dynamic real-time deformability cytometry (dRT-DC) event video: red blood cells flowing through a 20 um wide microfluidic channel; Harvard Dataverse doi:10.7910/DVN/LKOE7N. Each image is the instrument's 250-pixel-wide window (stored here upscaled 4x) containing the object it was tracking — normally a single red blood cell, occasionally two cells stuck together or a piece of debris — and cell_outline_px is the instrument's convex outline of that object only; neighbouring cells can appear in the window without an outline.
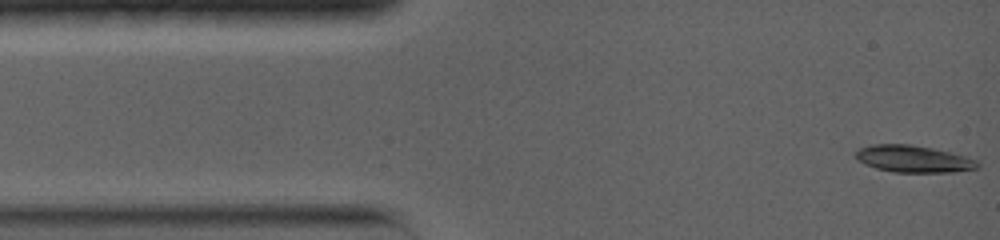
{"species": "common noctule bat (a hibernating species)", "species_latin": "Nyctalus noctula", "temperature_condition": "warm", "stored_images_in_passage": 66, "camera_frame_rate_fps": 5000, "um_per_image_px": 0.085, "animal": {"sex": "female", "body_mass_g": 19.0, "forearm_length_mm": 56.7}, "frame": {"image": 1, "passage_image": 1, "time_ms": 0.0, "image_size_px": [1000, 240], "cell_outline_px": [[980, 168], [952, 172], [892, 172], [876, 168], [864, 164], [856, 156], [856, 152], [860, 148], [872, 144], [908, 144], [932, 148], [964, 156], [976, 160], [980, 164]], "centroid_in_image_um": [77.65, 13.51], "position_along_channel_um": 7.3, "area_um2": 18.96}}
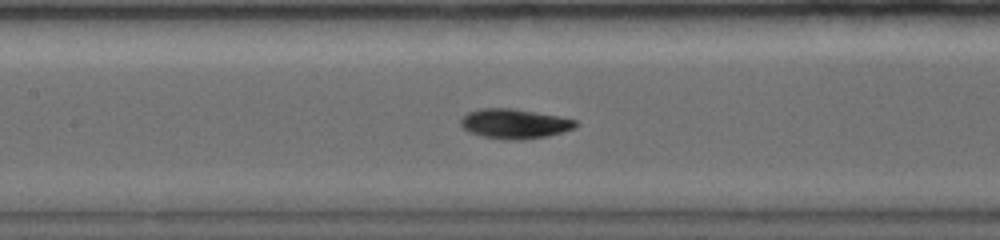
{"frame": {"image": 2, "passage_image": 27, "time_ms": 5.2, "image_size_px": [1000, 240], "cell_outline_px": [[580, 124], [576, 128], [548, 136], [516, 140], [508, 140], [484, 136], [468, 132], [460, 124], [460, 120], [468, 112], [480, 108], [512, 108], [560, 116], [576, 120]], "centroid_in_image_um": [43.77, 10.51], "position_along_channel_um": 163.6, "area_um2": 19.94}}
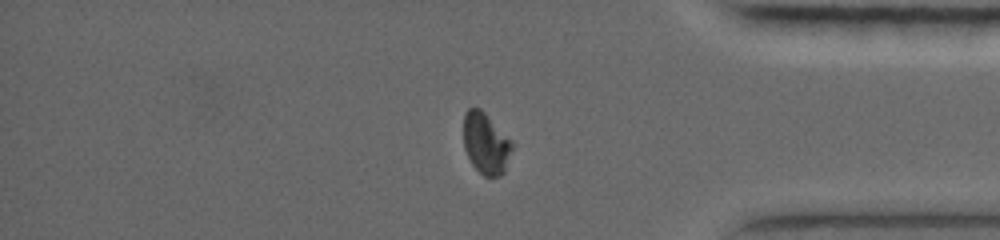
{"frame": {"image": 3, "passage_image": 49, "time_ms": 9.6, "image_size_px": [1000, 240], "cell_outline_px": [[516, 144], [504, 172], [500, 176], [484, 176], [472, 164], [464, 148], [464, 112], [468, 108], [480, 108]], "centroid_in_image_um": [41.33, 12.19], "position_along_channel_um": 393.9, "area_um2": 17.51}, "authors_computed_cell_mechanics": {"area_um2": 18.9584, "velocity_mm_per_s": 3.8618, "shape_relaxation_time_tau1_ms": 2.9881, "shape_relaxation_time_tau2_ms": 1.7497, "deformation_change_tau1": 0.1706, "deformation_change_tau2": 0.0407}}